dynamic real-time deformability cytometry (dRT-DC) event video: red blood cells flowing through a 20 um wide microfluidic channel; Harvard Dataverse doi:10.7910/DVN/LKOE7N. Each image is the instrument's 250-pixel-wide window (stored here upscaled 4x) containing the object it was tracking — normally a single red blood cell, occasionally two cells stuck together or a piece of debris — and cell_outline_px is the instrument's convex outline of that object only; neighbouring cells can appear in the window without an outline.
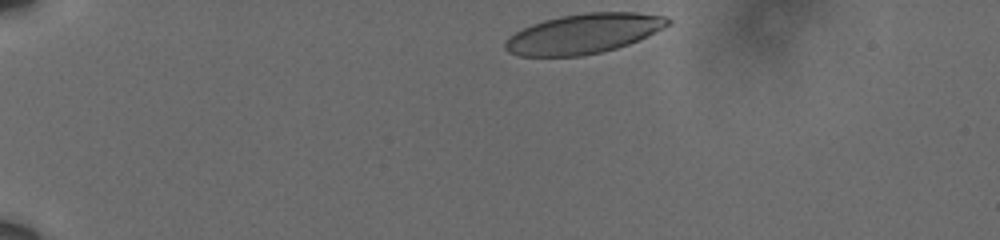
{"species": "human", "species_latin": "Homo sapiens", "temperature_condition": "cold", "stored_images_in_passage": 19, "camera_frame_rate_fps": 3000, "um_per_image_px": 0.085, "donor": {"sex": "male"}, "frame": {"image": 1, "passage_image": 1, "time_ms": 0.0, "image_size_px": [1000, 240], "cell_outline_px": [[672, 20], [664, 28], [628, 44], [616, 48], [600, 52], [580, 56], [520, 56], [508, 52], [504, 48], [504, 44], [508, 36], [532, 24], [544, 20], [560, 16], [584, 12], [636, 12], [668, 16]], "centroid_in_image_um": [49.6, 2.85], "position_along_channel_um": 35.4, "area_um2": 37.69}}
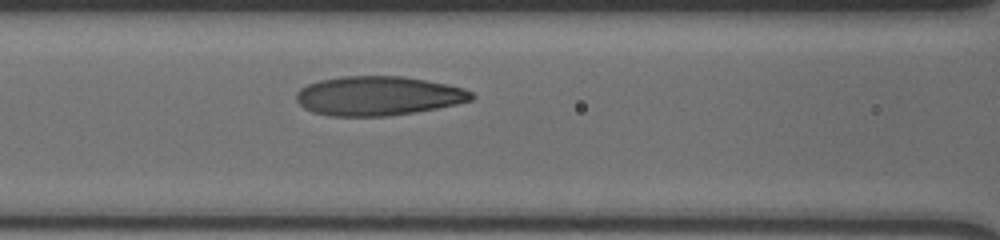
{"frame": {"image": 2, "passage_image": 14, "time_ms": 4.333, "image_size_px": [1000, 240], "cell_outline_px": [[476, 96], [472, 100], [456, 104], [416, 112], [388, 116], [328, 116], [312, 112], [304, 108], [296, 100], [296, 92], [300, 88], [308, 84], [320, 80], [340, 76], [404, 76], [448, 84], [464, 88], [472, 92]], "centroid_in_image_um": [32.14, 8.15], "position_along_channel_um": 134.5, "area_um2": 40.34}}
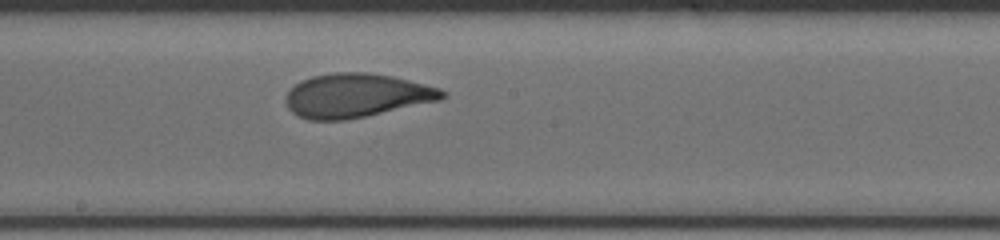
{"frame": {"image": 3, "passage_image": 19, "time_ms": 6.0, "image_size_px": [1000, 240], "cell_outline_px": [[448, 96], [440, 100], [364, 116], [344, 120], [308, 120], [296, 116], [288, 108], [284, 100], [284, 96], [300, 80], [312, 76], [332, 72], [368, 72], [392, 76], [440, 88], [448, 92]], "centroid_in_image_um": [30.26, 8.11], "position_along_channel_um": 217.9, "area_um2": 40.11}}